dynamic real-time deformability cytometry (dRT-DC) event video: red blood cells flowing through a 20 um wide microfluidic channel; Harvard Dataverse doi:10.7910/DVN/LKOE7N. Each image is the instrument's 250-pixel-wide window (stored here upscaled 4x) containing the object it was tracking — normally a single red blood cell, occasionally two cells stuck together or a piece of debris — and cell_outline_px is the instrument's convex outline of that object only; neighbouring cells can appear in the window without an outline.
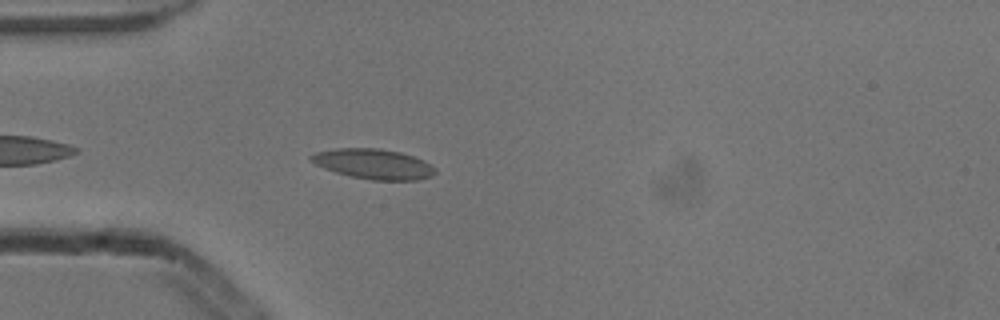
{"species": "common noctule bat (a hibernating species)", "species_latin": "Nyctalus noctula", "temperature_condition": "cold", "stored_images_in_passage": 3, "camera_frame_rate_fps": 3000, "um_per_image_px": 0.085, "animal": {"sex": "male", "body_mass_g": 13.3}, "frame": {"image": 1, "passage_image": 3, "time_ms": 0.667, "image_size_px": [1000, 320], "cell_outline_px": [[436, 172], [432, 176], [416, 180], [372, 180], [352, 176], [336, 172], [324, 168], [316, 164], [308, 156], [316, 152], [336, 148], [380, 148], [400, 152], [424, 160], [436, 168]], "centroid_in_image_um": [31.77, 13.93], "position_along_channel_um": 53.2, "area_um2": 21.68}}